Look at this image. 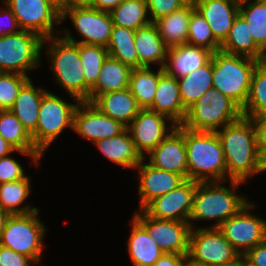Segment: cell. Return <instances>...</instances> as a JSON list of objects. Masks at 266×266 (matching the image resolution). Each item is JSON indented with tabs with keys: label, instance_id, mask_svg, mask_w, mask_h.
Segmentation results:
<instances>
[{
	"label": "cell",
	"instance_id": "9f6ffc18",
	"mask_svg": "<svg viewBox=\"0 0 266 266\" xmlns=\"http://www.w3.org/2000/svg\"><path fill=\"white\" fill-rule=\"evenodd\" d=\"M221 266H244V259L243 257L241 256L237 261H235L234 263L232 264H229V265H221Z\"/></svg>",
	"mask_w": 266,
	"mask_h": 266
},
{
	"label": "cell",
	"instance_id": "4316f807",
	"mask_svg": "<svg viewBox=\"0 0 266 266\" xmlns=\"http://www.w3.org/2000/svg\"><path fill=\"white\" fill-rule=\"evenodd\" d=\"M94 144L108 159L126 168H136L144 160L127 129L117 136L101 139Z\"/></svg>",
	"mask_w": 266,
	"mask_h": 266
},
{
	"label": "cell",
	"instance_id": "3957f363",
	"mask_svg": "<svg viewBox=\"0 0 266 266\" xmlns=\"http://www.w3.org/2000/svg\"><path fill=\"white\" fill-rule=\"evenodd\" d=\"M257 61L222 50L213 53V88L230 98L241 109L247 101Z\"/></svg>",
	"mask_w": 266,
	"mask_h": 266
},
{
	"label": "cell",
	"instance_id": "30bf717a",
	"mask_svg": "<svg viewBox=\"0 0 266 266\" xmlns=\"http://www.w3.org/2000/svg\"><path fill=\"white\" fill-rule=\"evenodd\" d=\"M188 257L197 263L221 266L234 263L241 255L217 227H212L191 230Z\"/></svg>",
	"mask_w": 266,
	"mask_h": 266
},
{
	"label": "cell",
	"instance_id": "4fadbf2b",
	"mask_svg": "<svg viewBox=\"0 0 266 266\" xmlns=\"http://www.w3.org/2000/svg\"><path fill=\"white\" fill-rule=\"evenodd\" d=\"M251 207H254L253 204L248 203L236 215L217 227L241 256L266 240V221L252 216L248 212Z\"/></svg>",
	"mask_w": 266,
	"mask_h": 266
},
{
	"label": "cell",
	"instance_id": "d6986e66",
	"mask_svg": "<svg viewBox=\"0 0 266 266\" xmlns=\"http://www.w3.org/2000/svg\"><path fill=\"white\" fill-rule=\"evenodd\" d=\"M136 168H139L140 171L141 210L155 198L170 192L186 180L182 175L158 169L150 164L143 163V160Z\"/></svg>",
	"mask_w": 266,
	"mask_h": 266
},
{
	"label": "cell",
	"instance_id": "e0dca14e",
	"mask_svg": "<svg viewBox=\"0 0 266 266\" xmlns=\"http://www.w3.org/2000/svg\"><path fill=\"white\" fill-rule=\"evenodd\" d=\"M172 126L168 128L172 132L149 153V164L158 169L182 175L185 179H188L184 127L181 125Z\"/></svg>",
	"mask_w": 266,
	"mask_h": 266
},
{
	"label": "cell",
	"instance_id": "5bb4252c",
	"mask_svg": "<svg viewBox=\"0 0 266 266\" xmlns=\"http://www.w3.org/2000/svg\"><path fill=\"white\" fill-rule=\"evenodd\" d=\"M61 21L70 16L76 29L84 36L85 39L77 41L69 34L63 38L67 41L77 44L108 46L110 34L113 28V22L110 12L101 11L95 8H83L74 10H63Z\"/></svg>",
	"mask_w": 266,
	"mask_h": 266
},
{
	"label": "cell",
	"instance_id": "e575fe53",
	"mask_svg": "<svg viewBox=\"0 0 266 266\" xmlns=\"http://www.w3.org/2000/svg\"><path fill=\"white\" fill-rule=\"evenodd\" d=\"M148 12L146 0H124L111 12L113 25L126 27L131 30L143 28L152 23L146 17Z\"/></svg>",
	"mask_w": 266,
	"mask_h": 266
},
{
	"label": "cell",
	"instance_id": "6da1fadb",
	"mask_svg": "<svg viewBox=\"0 0 266 266\" xmlns=\"http://www.w3.org/2000/svg\"><path fill=\"white\" fill-rule=\"evenodd\" d=\"M222 129L216 133L222 144L227 173L234 190L247 177L262 172L261 155L250 118L242 116Z\"/></svg>",
	"mask_w": 266,
	"mask_h": 266
},
{
	"label": "cell",
	"instance_id": "9c48e42d",
	"mask_svg": "<svg viewBox=\"0 0 266 266\" xmlns=\"http://www.w3.org/2000/svg\"><path fill=\"white\" fill-rule=\"evenodd\" d=\"M43 43L45 41L40 36L23 30L0 36V71L28 76L26 70L40 64Z\"/></svg>",
	"mask_w": 266,
	"mask_h": 266
},
{
	"label": "cell",
	"instance_id": "4dcf8cb0",
	"mask_svg": "<svg viewBox=\"0 0 266 266\" xmlns=\"http://www.w3.org/2000/svg\"><path fill=\"white\" fill-rule=\"evenodd\" d=\"M132 225V233L128 240L131 260L134 266H152L164 252L135 218Z\"/></svg>",
	"mask_w": 266,
	"mask_h": 266
},
{
	"label": "cell",
	"instance_id": "f546056e",
	"mask_svg": "<svg viewBox=\"0 0 266 266\" xmlns=\"http://www.w3.org/2000/svg\"><path fill=\"white\" fill-rule=\"evenodd\" d=\"M191 0L181 9L154 22L159 35L168 48L187 44Z\"/></svg>",
	"mask_w": 266,
	"mask_h": 266
},
{
	"label": "cell",
	"instance_id": "ba28073f",
	"mask_svg": "<svg viewBox=\"0 0 266 266\" xmlns=\"http://www.w3.org/2000/svg\"><path fill=\"white\" fill-rule=\"evenodd\" d=\"M78 106L45 91L40 103L38 124L31 134L36 149L43 155L48 146L66 127L73 129L74 113Z\"/></svg>",
	"mask_w": 266,
	"mask_h": 266
},
{
	"label": "cell",
	"instance_id": "277c9868",
	"mask_svg": "<svg viewBox=\"0 0 266 266\" xmlns=\"http://www.w3.org/2000/svg\"><path fill=\"white\" fill-rule=\"evenodd\" d=\"M241 108L230 98L212 88L187 109L181 126L194 131H214L242 117Z\"/></svg>",
	"mask_w": 266,
	"mask_h": 266
},
{
	"label": "cell",
	"instance_id": "d4e9b609",
	"mask_svg": "<svg viewBox=\"0 0 266 266\" xmlns=\"http://www.w3.org/2000/svg\"><path fill=\"white\" fill-rule=\"evenodd\" d=\"M134 44L140 67H150L149 64L157 62L163 68L168 47L163 42L154 23L135 30Z\"/></svg>",
	"mask_w": 266,
	"mask_h": 266
},
{
	"label": "cell",
	"instance_id": "c3c4849f",
	"mask_svg": "<svg viewBox=\"0 0 266 266\" xmlns=\"http://www.w3.org/2000/svg\"><path fill=\"white\" fill-rule=\"evenodd\" d=\"M4 16H7L6 18L8 19V21L10 22L11 25L9 26V28H7V30L0 28V36L11 35V34H15V33H18L21 31L15 15L13 14V12L11 11V9L8 6H7V9L5 10ZM16 29H18V30H16Z\"/></svg>",
	"mask_w": 266,
	"mask_h": 266
},
{
	"label": "cell",
	"instance_id": "db71d44e",
	"mask_svg": "<svg viewBox=\"0 0 266 266\" xmlns=\"http://www.w3.org/2000/svg\"><path fill=\"white\" fill-rule=\"evenodd\" d=\"M48 1H50L53 5H55L59 9L60 13L63 11V4L65 0H48Z\"/></svg>",
	"mask_w": 266,
	"mask_h": 266
},
{
	"label": "cell",
	"instance_id": "f907efd6",
	"mask_svg": "<svg viewBox=\"0 0 266 266\" xmlns=\"http://www.w3.org/2000/svg\"><path fill=\"white\" fill-rule=\"evenodd\" d=\"M124 0H94L95 9L111 12L116 6H118Z\"/></svg>",
	"mask_w": 266,
	"mask_h": 266
},
{
	"label": "cell",
	"instance_id": "f35d334b",
	"mask_svg": "<svg viewBox=\"0 0 266 266\" xmlns=\"http://www.w3.org/2000/svg\"><path fill=\"white\" fill-rule=\"evenodd\" d=\"M239 3V15L248 23L255 44L266 51V2ZM244 5H247L243 7ZM246 8V9H244Z\"/></svg>",
	"mask_w": 266,
	"mask_h": 266
},
{
	"label": "cell",
	"instance_id": "ab89813d",
	"mask_svg": "<svg viewBox=\"0 0 266 266\" xmlns=\"http://www.w3.org/2000/svg\"><path fill=\"white\" fill-rule=\"evenodd\" d=\"M187 44L205 48L213 53L220 50L221 43L214 37L206 19L194 8L191 1V16L188 24Z\"/></svg>",
	"mask_w": 266,
	"mask_h": 266
},
{
	"label": "cell",
	"instance_id": "f6af8a7d",
	"mask_svg": "<svg viewBox=\"0 0 266 266\" xmlns=\"http://www.w3.org/2000/svg\"><path fill=\"white\" fill-rule=\"evenodd\" d=\"M250 118L254 125L256 146L260 155L266 151V114L256 115Z\"/></svg>",
	"mask_w": 266,
	"mask_h": 266
},
{
	"label": "cell",
	"instance_id": "d590c367",
	"mask_svg": "<svg viewBox=\"0 0 266 266\" xmlns=\"http://www.w3.org/2000/svg\"><path fill=\"white\" fill-rule=\"evenodd\" d=\"M30 193V180L26 176L24 179L5 182L0 184V207L10 215L27 214L38 210L35 207L25 206L17 208Z\"/></svg>",
	"mask_w": 266,
	"mask_h": 266
},
{
	"label": "cell",
	"instance_id": "2e32d148",
	"mask_svg": "<svg viewBox=\"0 0 266 266\" xmlns=\"http://www.w3.org/2000/svg\"><path fill=\"white\" fill-rule=\"evenodd\" d=\"M126 129L121 122L103 114L90 102H79L74 113L73 130L93 141L117 136Z\"/></svg>",
	"mask_w": 266,
	"mask_h": 266
},
{
	"label": "cell",
	"instance_id": "f5cc1de1",
	"mask_svg": "<svg viewBox=\"0 0 266 266\" xmlns=\"http://www.w3.org/2000/svg\"><path fill=\"white\" fill-rule=\"evenodd\" d=\"M10 214L0 207V238L2 236L3 229Z\"/></svg>",
	"mask_w": 266,
	"mask_h": 266
},
{
	"label": "cell",
	"instance_id": "9a60e30c",
	"mask_svg": "<svg viewBox=\"0 0 266 266\" xmlns=\"http://www.w3.org/2000/svg\"><path fill=\"white\" fill-rule=\"evenodd\" d=\"M197 184L186 179L175 189L155 198L143 210L156 219L189 222Z\"/></svg>",
	"mask_w": 266,
	"mask_h": 266
},
{
	"label": "cell",
	"instance_id": "603a6c76",
	"mask_svg": "<svg viewBox=\"0 0 266 266\" xmlns=\"http://www.w3.org/2000/svg\"><path fill=\"white\" fill-rule=\"evenodd\" d=\"M92 104L103 114L121 122L126 127L142 109L129 88L101 94Z\"/></svg>",
	"mask_w": 266,
	"mask_h": 266
},
{
	"label": "cell",
	"instance_id": "11a10c76",
	"mask_svg": "<svg viewBox=\"0 0 266 266\" xmlns=\"http://www.w3.org/2000/svg\"><path fill=\"white\" fill-rule=\"evenodd\" d=\"M184 266H209L207 264H201V263H197L193 260H191L188 255H187V259H186V262L184 264Z\"/></svg>",
	"mask_w": 266,
	"mask_h": 266
},
{
	"label": "cell",
	"instance_id": "83f0119b",
	"mask_svg": "<svg viewBox=\"0 0 266 266\" xmlns=\"http://www.w3.org/2000/svg\"><path fill=\"white\" fill-rule=\"evenodd\" d=\"M0 136L18 152L30 155L38 164L42 154L33 144L29 132L10 110H0Z\"/></svg>",
	"mask_w": 266,
	"mask_h": 266
},
{
	"label": "cell",
	"instance_id": "7dc6e473",
	"mask_svg": "<svg viewBox=\"0 0 266 266\" xmlns=\"http://www.w3.org/2000/svg\"><path fill=\"white\" fill-rule=\"evenodd\" d=\"M187 255L164 253L152 266H184Z\"/></svg>",
	"mask_w": 266,
	"mask_h": 266
},
{
	"label": "cell",
	"instance_id": "d6a6232c",
	"mask_svg": "<svg viewBox=\"0 0 266 266\" xmlns=\"http://www.w3.org/2000/svg\"><path fill=\"white\" fill-rule=\"evenodd\" d=\"M135 30L113 25L108 46L109 56L133 68H140L134 44Z\"/></svg>",
	"mask_w": 266,
	"mask_h": 266
},
{
	"label": "cell",
	"instance_id": "cb8c5ba5",
	"mask_svg": "<svg viewBox=\"0 0 266 266\" xmlns=\"http://www.w3.org/2000/svg\"><path fill=\"white\" fill-rule=\"evenodd\" d=\"M132 68L110 56L104 61L96 83L90 88L88 102L99 95L129 88Z\"/></svg>",
	"mask_w": 266,
	"mask_h": 266
},
{
	"label": "cell",
	"instance_id": "f1b7e54d",
	"mask_svg": "<svg viewBox=\"0 0 266 266\" xmlns=\"http://www.w3.org/2000/svg\"><path fill=\"white\" fill-rule=\"evenodd\" d=\"M29 79L19 90L10 111L31 135L37 128L40 103L45 90L36 89Z\"/></svg>",
	"mask_w": 266,
	"mask_h": 266
},
{
	"label": "cell",
	"instance_id": "ffe728a7",
	"mask_svg": "<svg viewBox=\"0 0 266 266\" xmlns=\"http://www.w3.org/2000/svg\"><path fill=\"white\" fill-rule=\"evenodd\" d=\"M194 8L206 19L214 37L222 43L236 17L239 3L234 0H191Z\"/></svg>",
	"mask_w": 266,
	"mask_h": 266
},
{
	"label": "cell",
	"instance_id": "8992f818",
	"mask_svg": "<svg viewBox=\"0 0 266 266\" xmlns=\"http://www.w3.org/2000/svg\"><path fill=\"white\" fill-rule=\"evenodd\" d=\"M51 40L48 54L50 55L56 81L68 91L77 103L85 101V77L80 60V44L64 38H47Z\"/></svg>",
	"mask_w": 266,
	"mask_h": 266
},
{
	"label": "cell",
	"instance_id": "8fae6325",
	"mask_svg": "<svg viewBox=\"0 0 266 266\" xmlns=\"http://www.w3.org/2000/svg\"><path fill=\"white\" fill-rule=\"evenodd\" d=\"M18 21L20 29L44 40L53 35V22L61 24L59 9L48 0H8L5 3Z\"/></svg>",
	"mask_w": 266,
	"mask_h": 266
},
{
	"label": "cell",
	"instance_id": "ee69618b",
	"mask_svg": "<svg viewBox=\"0 0 266 266\" xmlns=\"http://www.w3.org/2000/svg\"><path fill=\"white\" fill-rule=\"evenodd\" d=\"M32 261V258L0 245V266H30Z\"/></svg>",
	"mask_w": 266,
	"mask_h": 266
},
{
	"label": "cell",
	"instance_id": "836d02e7",
	"mask_svg": "<svg viewBox=\"0 0 266 266\" xmlns=\"http://www.w3.org/2000/svg\"><path fill=\"white\" fill-rule=\"evenodd\" d=\"M150 68H133L130 74L129 89L142 109H147L152 105L159 76L164 72L161 67L157 73L151 71Z\"/></svg>",
	"mask_w": 266,
	"mask_h": 266
},
{
	"label": "cell",
	"instance_id": "8d00e7d4",
	"mask_svg": "<svg viewBox=\"0 0 266 266\" xmlns=\"http://www.w3.org/2000/svg\"><path fill=\"white\" fill-rule=\"evenodd\" d=\"M241 110L244 117L266 114V61L256 65L251 78L249 95Z\"/></svg>",
	"mask_w": 266,
	"mask_h": 266
},
{
	"label": "cell",
	"instance_id": "60d3db41",
	"mask_svg": "<svg viewBox=\"0 0 266 266\" xmlns=\"http://www.w3.org/2000/svg\"><path fill=\"white\" fill-rule=\"evenodd\" d=\"M29 79L28 76L18 73L2 72L0 74V110H10L19 90Z\"/></svg>",
	"mask_w": 266,
	"mask_h": 266
},
{
	"label": "cell",
	"instance_id": "74e56055",
	"mask_svg": "<svg viewBox=\"0 0 266 266\" xmlns=\"http://www.w3.org/2000/svg\"><path fill=\"white\" fill-rule=\"evenodd\" d=\"M109 56L106 47L80 44V60L85 77V101L88 102L90 88L96 83L101 67Z\"/></svg>",
	"mask_w": 266,
	"mask_h": 266
},
{
	"label": "cell",
	"instance_id": "484cf974",
	"mask_svg": "<svg viewBox=\"0 0 266 266\" xmlns=\"http://www.w3.org/2000/svg\"><path fill=\"white\" fill-rule=\"evenodd\" d=\"M220 50L250 57L260 62L266 61L264 52L253 40L248 23L240 15L236 17L226 39L221 43Z\"/></svg>",
	"mask_w": 266,
	"mask_h": 266
},
{
	"label": "cell",
	"instance_id": "681fc988",
	"mask_svg": "<svg viewBox=\"0 0 266 266\" xmlns=\"http://www.w3.org/2000/svg\"><path fill=\"white\" fill-rule=\"evenodd\" d=\"M94 0H65L63 10L93 8Z\"/></svg>",
	"mask_w": 266,
	"mask_h": 266
},
{
	"label": "cell",
	"instance_id": "6f0895ef",
	"mask_svg": "<svg viewBox=\"0 0 266 266\" xmlns=\"http://www.w3.org/2000/svg\"><path fill=\"white\" fill-rule=\"evenodd\" d=\"M261 169L266 171V151L261 155Z\"/></svg>",
	"mask_w": 266,
	"mask_h": 266
},
{
	"label": "cell",
	"instance_id": "7c38bea8",
	"mask_svg": "<svg viewBox=\"0 0 266 266\" xmlns=\"http://www.w3.org/2000/svg\"><path fill=\"white\" fill-rule=\"evenodd\" d=\"M134 218L147 230L164 253L188 255L192 224L183 221L161 220L150 217L144 210ZM144 212V213H143Z\"/></svg>",
	"mask_w": 266,
	"mask_h": 266
},
{
	"label": "cell",
	"instance_id": "ac0fdd59",
	"mask_svg": "<svg viewBox=\"0 0 266 266\" xmlns=\"http://www.w3.org/2000/svg\"><path fill=\"white\" fill-rule=\"evenodd\" d=\"M166 116L150 109H141L126 129L137 151L145 158L144 151L150 153L168 135L166 133Z\"/></svg>",
	"mask_w": 266,
	"mask_h": 266
},
{
	"label": "cell",
	"instance_id": "bcb514c9",
	"mask_svg": "<svg viewBox=\"0 0 266 266\" xmlns=\"http://www.w3.org/2000/svg\"><path fill=\"white\" fill-rule=\"evenodd\" d=\"M247 266H266V240L242 255Z\"/></svg>",
	"mask_w": 266,
	"mask_h": 266
},
{
	"label": "cell",
	"instance_id": "5b68a950",
	"mask_svg": "<svg viewBox=\"0 0 266 266\" xmlns=\"http://www.w3.org/2000/svg\"><path fill=\"white\" fill-rule=\"evenodd\" d=\"M248 203L220 182H198L189 223L191 220L218 219L212 227H219Z\"/></svg>",
	"mask_w": 266,
	"mask_h": 266
},
{
	"label": "cell",
	"instance_id": "7402d4cb",
	"mask_svg": "<svg viewBox=\"0 0 266 266\" xmlns=\"http://www.w3.org/2000/svg\"><path fill=\"white\" fill-rule=\"evenodd\" d=\"M213 56V52L202 47L188 44L168 48L163 70L166 74L181 78L192 73L204 65L208 64Z\"/></svg>",
	"mask_w": 266,
	"mask_h": 266
},
{
	"label": "cell",
	"instance_id": "816d5d0a",
	"mask_svg": "<svg viewBox=\"0 0 266 266\" xmlns=\"http://www.w3.org/2000/svg\"><path fill=\"white\" fill-rule=\"evenodd\" d=\"M15 150L6 140L0 136V158L7 156L9 153Z\"/></svg>",
	"mask_w": 266,
	"mask_h": 266
},
{
	"label": "cell",
	"instance_id": "7bdbcfd3",
	"mask_svg": "<svg viewBox=\"0 0 266 266\" xmlns=\"http://www.w3.org/2000/svg\"><path fill=\"white\" fill-rule=\"evenodd\" d=\"M24 170L14 159L4 156L0 158V184L24 179Z\"/></svg>",
	"mask_w": 266,
	"mask_h": 266
},
{
	"label": "cell",
	"instance_id": "b9f144b4",
	"mask_svg": "<svg viewBox=\"0 0 266 266\" xmlns=\"http://www.w3.org/2000/svg\"><path fill=\"white\" fill-rule=\"evenodd\" d=\"M152 23L184 7L190 0H146Z\"/></svg>",
	"mask_w": 266,
	"mask_h": 266
},
{
	"label": "cell",
	"instance_id": "1f68e13d",
	"mask_svg": "<svg viewBox=\"0 0 266 266\" xmlns=\"http://www.w3.org/2000/svg\"><path fill=\"white\" fill-rule=\"evenodd\" d=\"M212 72L213 56L208 64L177 79L180 98L182 100L183 107L186 110L191 107L207 90L213 88Z\"/></svg>",
	"mask_w": 266,
	"mask_h": 266
},
{
	"label": "cell",
	"instance_id": "680465c9",
	"mask_svg": "<svg viewBox=\"0 0 266 266\" xmlns=\"http://www.w3.org/2000/svg\"><path fill=\"white\" fill-rule=\"evenodd\" d=\"M234 1H236L237 3H242V2L247 1V0H234Z\"/></svg>",
	"mask_w": 266,
	"mask_h": 266
},
{
	"label": "cell",
	"instance_id": "91938a15",
	"mask_svg": "<svg viewBox=\"0 0 266 266\" xmlns=\"http://www.w3.org/2000/svg\"><path fill=\"white\" fill-rule=\"evenodd\" d=\"M256 1H260V2H266V0H256Z\"/></svg>",
	"mask_w": 266,
	"mask_h": 266
},
{
	"label": "cell",
	"instance_id": "52a82bcc",
	"mask_svg": "<svg viewBox=\"0 0 266 266\" xmlns=\"http://www.w3.org/2000/svg\"><path fill=\"white\" fill-rule=\"evenodd\" d=\"M39 210L27 214L10 215L0 238V245L39 262L43 250L42 240L46 232L37 219Z\"/></svg>",
	"mask_w": 266,
	"mask_h": 266
},
{
	"label": "cell",
	"instance_id": "44dd1931",
	"mask_svg": "<svg viewBox=\"0 0 266 266\" xmlns=\"http://www.w3.org/2000/svg\"><path fill=\"white\" fill-rule=\"evenodd\" d=\"M168 118L173 125H181L187 110L180 98L177 78L165 72L159 76L156 93L152 105L148 108Z\"/></svg>",
	"mask_w": 266,
	"mask_h": 266
},
{
	"label": "cell",
	"instance_id": "7a4b0ae2",
	"mask_svg": "<svg viewBox=\"0 0 266 266\" xmlns=\"http://www.w3.org/2000/svg\"><path fill=\"white\" fill-rule=\"evenodd\" d=\"M184 139L188 179L196 182L227 180L225 178L227 167L223 148L216 132L194 131L184 128Z\"/></svg>",
	"mask_w": 266,
	"mask_h": 266
}]
</instances>
